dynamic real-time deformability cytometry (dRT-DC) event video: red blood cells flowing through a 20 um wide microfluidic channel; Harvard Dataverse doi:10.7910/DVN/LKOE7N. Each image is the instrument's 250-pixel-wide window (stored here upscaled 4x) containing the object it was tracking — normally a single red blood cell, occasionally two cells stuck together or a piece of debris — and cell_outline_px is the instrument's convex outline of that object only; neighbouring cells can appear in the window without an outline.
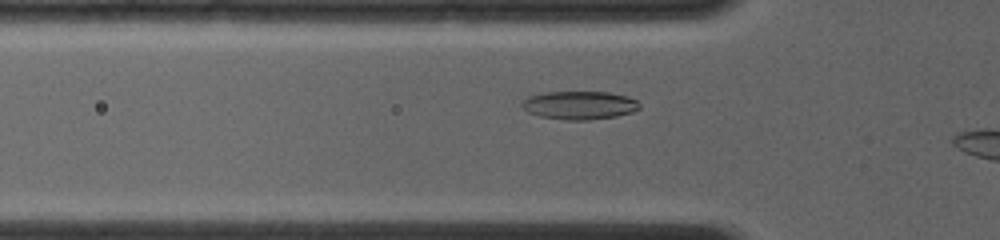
{"species": "common noctule bat (a hibernating species)", "species_latin": "Nyctalus noctula", "temperature_condition": "room temperature", "stored_images_in_passage": 24, "camera_frame_rate_fps": 4000, "um_per_image_px": 0.085, "animal": {"sex": "female", "body_mass_g": 19.0, "forearm_length_mm": 56.7}, "frame": {"image": 1, "passage_image": 17, "time_ms": 4.0, "image_size_px": [1000, 240], "cell_outline_px": [[640, 108], [632, 112], [616, 116], [588, 120], [564, 120], [540, 116], [528, 112], [520, 104], [528, 96], [544, 92], [608, 92], [628, 96], [636, 100], [640, 104]], "centroid_in_image_um": [49.26, 8.94], "position_along_channel_um": 76.5, "area_um2": 19.42}}
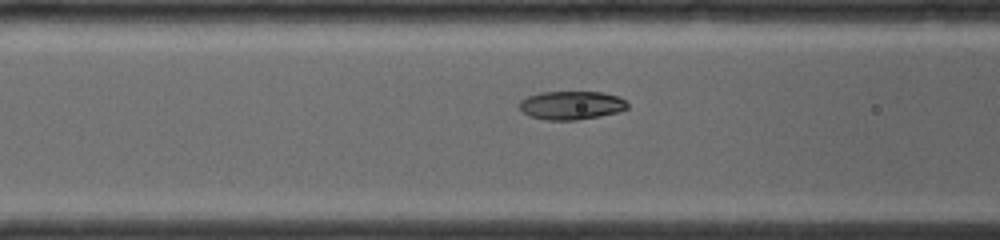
{"frame": {"image": 2, "passage_image": 21, "time_ms": 5.0, "image_size_px": [1000, 240], "cell_outline_px": [[628, 108], [620, 112], [600, 116], [576, 120], [548, 120], [528, 116], [520, 112], [520, 100], [528, 96], [540, 92], [604, 92], [620, 96], [628, 104]], "centroid_in_image_um": [48.57, 8.95], "position_along_channel_um": 118.0, "area_um2": 18.21}}